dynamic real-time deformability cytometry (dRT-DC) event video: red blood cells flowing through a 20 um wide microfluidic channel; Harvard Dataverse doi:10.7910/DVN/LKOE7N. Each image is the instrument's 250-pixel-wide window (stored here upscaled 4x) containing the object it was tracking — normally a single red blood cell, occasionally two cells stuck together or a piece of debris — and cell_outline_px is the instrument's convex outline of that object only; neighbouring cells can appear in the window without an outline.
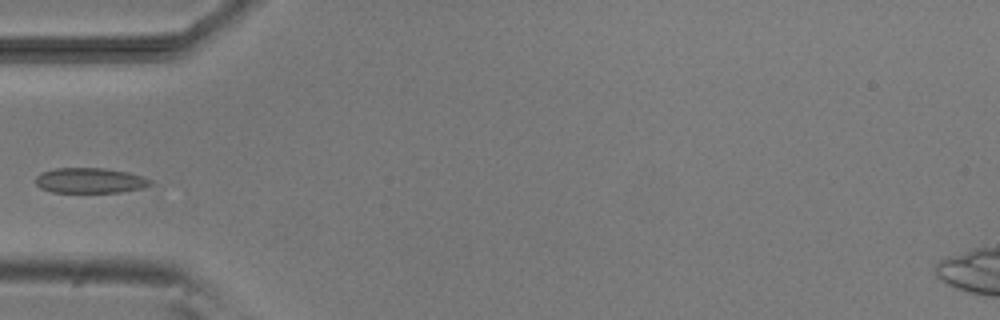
{"species": "common noctule bat (a hibernating species)", "species_latin": "Nyctalus noctula", "temperature_condition": "room temperature", "stored_images_in_passage": 2, "camera_frame_rate_fps": 3000, "um_per_image_px": 0.085, "animal": {"sex": "male", "body_mass_g": 20.5, "forearm_length_mm": 52.5}, "frame": {"image": 1, "passage_image": 1, "time_ms": 0.0, "image_size_px": [1000, 320], "cell_outline_px": [[156, 184], [140, 188], [120, 192], [52, 192], [40, 188], [36, 184], [36, 176], [40, 172], [56, 168], [104, 168], [128, 172], [144, 176], [152, 180]], "centroid_in_image_um": [7.68, 15.34], "position_along_channel_um": 77.3, "area_um2": 17.05}}
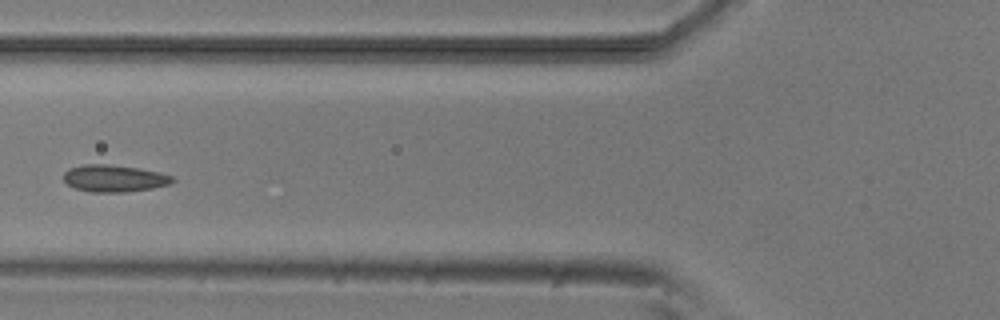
{"frame": {"image": 2, "passage_image": 2, "time_ms": 1.0, "image_size_px": [1000, 320], "cell_outline_px": [[176, 180], [168, 184], [152, 188], [124, 192], [92, 192], [76, 188], [68, 184], [64, 180], [64, 172], [68, 168], [84, 164], [108, 164], [140, 168], [172, 176]], "centroid_in_image_um": [9.68, 15.15], "position_along_channel_um": 116.1, "area_um2": 16.99}}